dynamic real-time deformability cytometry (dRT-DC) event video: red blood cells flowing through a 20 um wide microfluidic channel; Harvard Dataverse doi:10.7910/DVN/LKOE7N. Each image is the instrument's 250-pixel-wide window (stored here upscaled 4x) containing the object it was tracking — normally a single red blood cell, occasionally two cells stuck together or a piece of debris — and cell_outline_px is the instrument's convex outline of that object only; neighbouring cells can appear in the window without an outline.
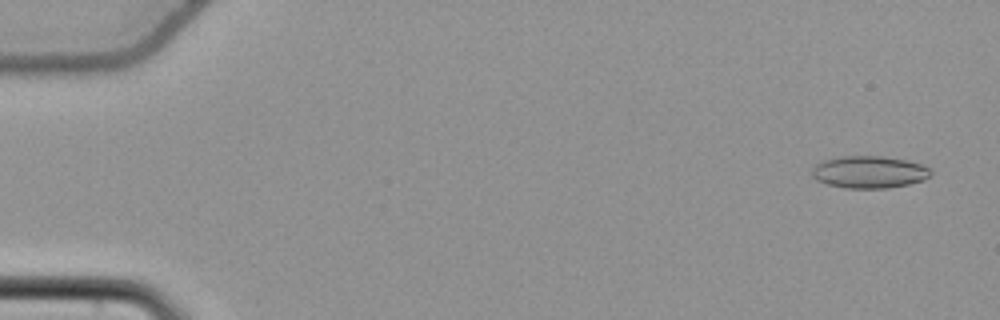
{"species": "common noctule bat (a hibernating species)", "species_latin": "Nyctalus noctula", "temperature_condition": "cold", "stored_images_in_passage": 21, "camera_frame_rate_fps": 3000, "um_per_image_px": 0.085, "animal": {"sex": "female", "body_mass_g": 22.7, "forearm_length_mm": 54.2}, "frame": {"image": 1, "passage_image": 3, "time_ms": 0.667, "image_size_px": [1000, 320], "cell_outline_px": [[932, 172], [924, 180], [908, 184], [888, 188], [844, 188], [828, 184], [816, 180], [812, 176], [812, 168], [816, 164], [824, 160], [840, 156], [884, 156], [908, 160], [932, 168]], "centroid_in_image_um": [73.89, 14.62], "position_along_channel_um": 11.1, "area_um2": 22.43}}
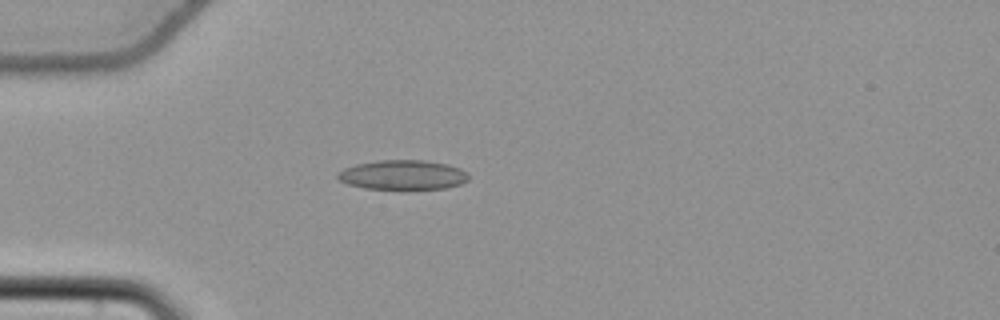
{"frame": {"image": 2, "passage_image": 17, "time_ms": 5.333, "image_size_px": [1000, 320], "cell_outline_px": [[468, 180], [460, 184], [444, 188], [364, 188], [348, 184], [336, 180], [336, 172], [344, 168], [356, 164], [380, 160], [424, 160], [448, 164], [460, 168], [468, 172]], "centroid_in_image_um": [34.2, 14.85], "position_along_channel_um": 50.8, "area_um2": 22.48}}